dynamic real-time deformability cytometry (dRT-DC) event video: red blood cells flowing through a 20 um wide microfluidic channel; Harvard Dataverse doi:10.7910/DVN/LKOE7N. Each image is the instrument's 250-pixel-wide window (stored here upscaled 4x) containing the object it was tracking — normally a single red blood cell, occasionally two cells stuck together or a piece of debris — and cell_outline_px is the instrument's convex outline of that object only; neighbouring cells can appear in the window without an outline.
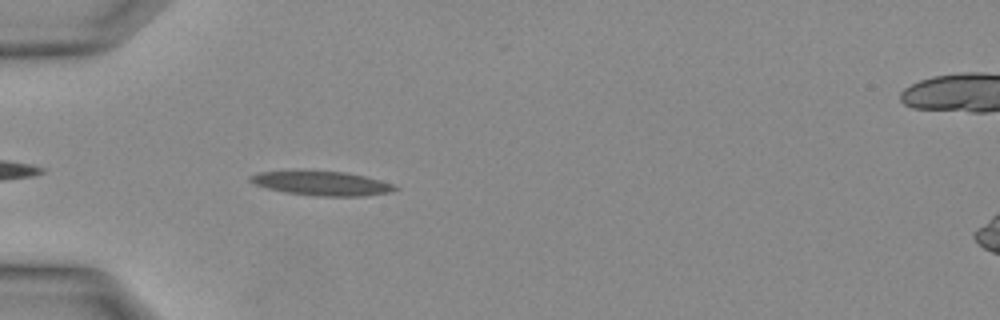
{"species": "Egyptian fruit bat (a non-hibernating species)", "species_latin": "Rousettus aegyptiacus", "temperature_condition": "warm", "stored_images_in_passage": 22, "camera_frame_rate_fps": 3000, "um_per_image_px": 0.085, "animal": {"sex": "female"}, "frame": {"image": 1, "passage_image": 1, "time_ms": 0.0, "image_size_px": [1000, 320], "cell_outline_px": [[400, 188], [388, 192], [364, 196], [316, 196], [284, 192], [268, 188], [256, 184], [248, 180], [248, 176], [260, 172], [344, 172], [364, 176], [380, 180], [392, 184]], "centroid_in_image_um": [27.37, 15.6], "position_along_channel_um": 57.6, "area_um2": 19.83}}
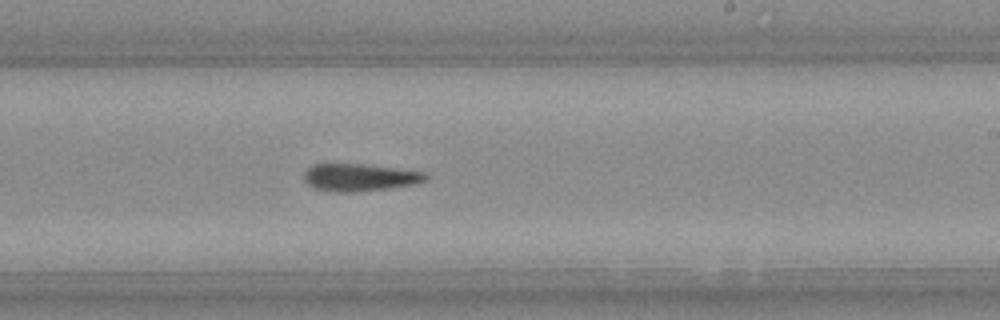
{"frame": {"image": 2, "passage_image": 11, "time_ms": 3.333, "image_size_px": [1000, 320], "cell_outline_px": [[428, 180], [416, 184], [388, 188], [352, 192], [336, 192], [312, 188], [304, 180], [304, 172], [312, 164], [364, 164], [428, 172]], "centroid_in_image_um": [30.6, 15.07], "position_along_channel_um": 258.4, "area_um2": 19.59}}
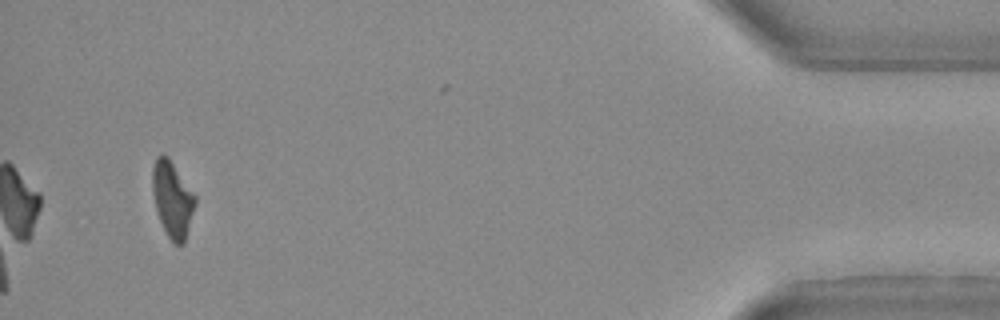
{"frame": {"image": 3, "passage_image": 22, "time_ms": 7.0, "image_size_px": [1000, 320], "cell_outline_px": [[196, 204], [184, 244], [176, 244], [168, 236], [160, 220], [156, 208], [152, 192], [152, 168], [156, 156], [160, 152], [168, 156], [196, 196]], "centroid_in_image_um": [14.65, 16.89], "position_along_channel_um": 420.5, "area_um2": 18.9}}